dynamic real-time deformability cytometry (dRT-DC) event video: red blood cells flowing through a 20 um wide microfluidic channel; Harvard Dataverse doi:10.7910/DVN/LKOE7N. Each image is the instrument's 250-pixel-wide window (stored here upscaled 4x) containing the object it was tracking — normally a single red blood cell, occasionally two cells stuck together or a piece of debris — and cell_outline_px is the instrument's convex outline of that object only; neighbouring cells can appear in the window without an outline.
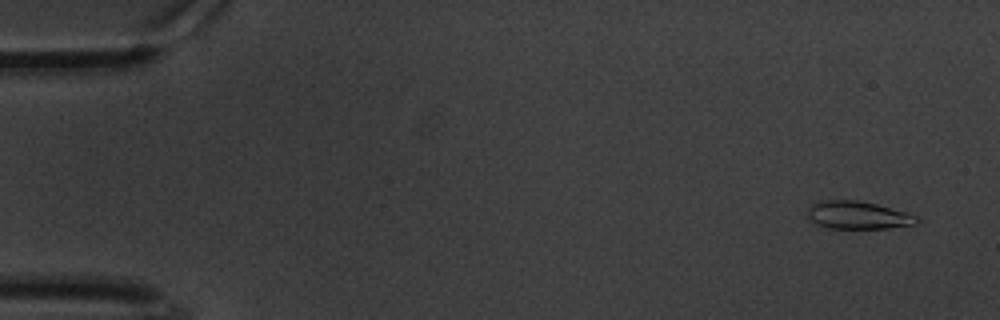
{"species": "common noctule bat (a hibernating species)", "species_latin": "Nyctalus noctula", "temperature_condition": "warm", "stored_images_in_passage": 63, "camera_frame_rate_fps": 3000, "um_per_image_px": 0.085, "animal": {"sex": "male", "body_mass_g": 20.1, "forearm_length_mm": 53.5}, "frame": {"image": 1, "passage_image": 4, "time_ms": 1.0, "image_size_px": [1000, 320], "cell_outline_px": [[924, 220], [916, 224], [888, 228], [828, 228], [816, 224], [808, 216], [808, 208], [812, 204], [820, 200], [856, 200], [876, 204], [904, 212], [916, 216]], "centroid_in_image_um": [72.93, 18.29], "position_along_channel_um": 12.1, "area_um2": 17.63}}
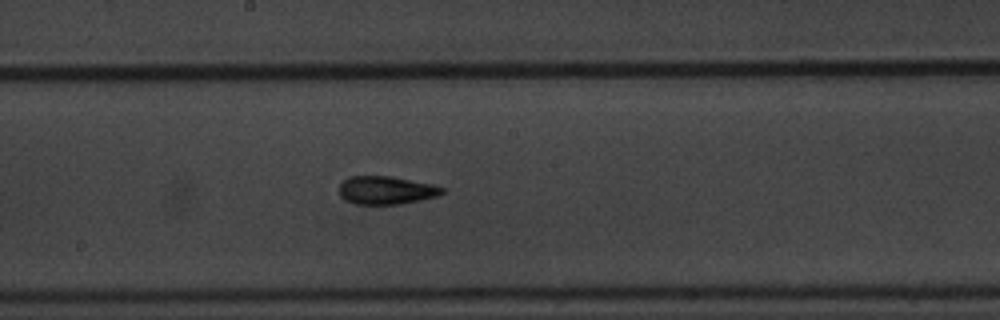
{"frame": {"image": 2, "passage_image": 34, "time_ms": 11.0, "image_size_px": [1000, 320], "cell_outline_px": [[444, 192], [436, 196], [420, 200], [400, 204], [356, 204], [344, 200], [340, 196], [340, 184], [348, 176], [392, 176], [432, 184], [444, 188]], "centroid_in_image_um": [32.8, 16.17], "position_along_channel_um": 215.4, "area_um2": 16.88}}
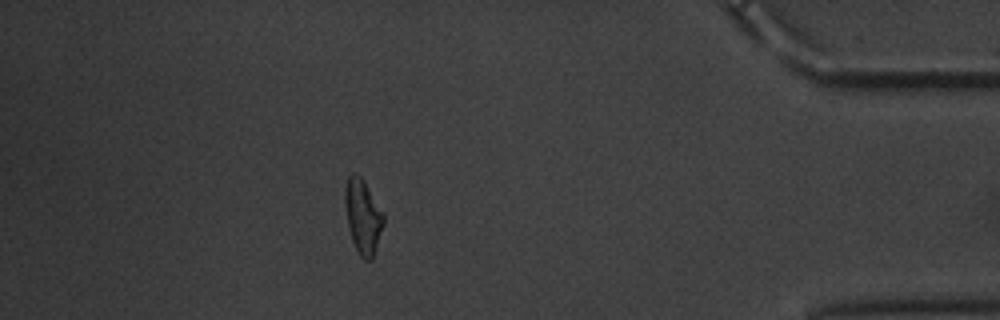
{"frame": {"image": 3, "passage_image": 55, "time_ms": 18.0, "image_size_px": [1000, 320], "cell_outline_px": [[384, 224], [372, 260], [364, 260], [360, 256], [352, 240], [348, 228], [344, 204], [344, 188], [348, 176], [352, 172], [356, 172], [364, 180], [384, 212]], "centroid_in_image_um": [30.84, 18.36], "position_along_channel_um": 404.4, "area_um2": 17.05}, "authors_computed_cell_mechanics": {"area_um2": 16.8776, "velocity_mm_per_s": 3.3048, "shape_relaxation_time_tau1_ms": 4.624, "shape_relaxation_time_tau2_ms": 2.3407, "deformation_change_tau1": 0.1779, "deformation_change_tau2": 0.107}}